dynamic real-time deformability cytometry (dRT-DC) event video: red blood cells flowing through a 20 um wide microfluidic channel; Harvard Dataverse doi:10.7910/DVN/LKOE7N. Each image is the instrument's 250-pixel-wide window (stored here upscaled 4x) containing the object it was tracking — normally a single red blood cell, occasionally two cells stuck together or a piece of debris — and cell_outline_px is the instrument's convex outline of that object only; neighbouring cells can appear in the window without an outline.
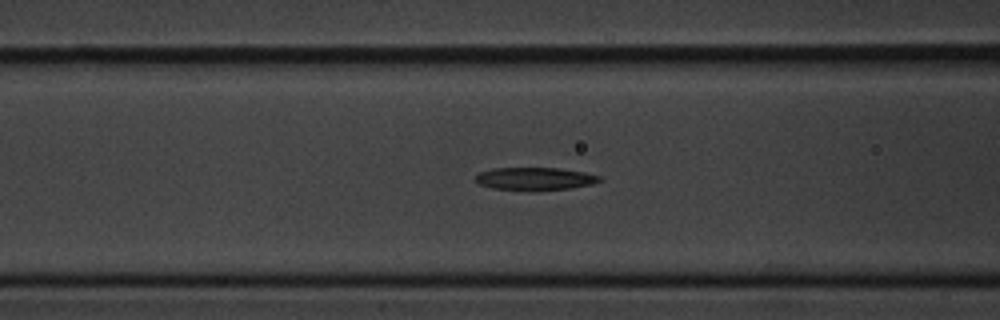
{"species": "common noctule bat (a hibernating species)", "species_latin": "Nyctalus noctula", "temperature_condition": "cold", "stored_images_in_passage": 12, "camera_frame_rate_fps": 3000, "um_per_image_px": 0.085, "animal": {"sex": "male", "body_mass_g": 20.1, "forearm_length_mm": 53.5}, "frame": {"image": 1, "passage_image": 12, "time_ms": 3.667, "image_size_px": [1000, 320], "cell_outline_px": [[604, 180], [592, 184], [572, 188], [536, 192], [532, 192], [492, 188], [480, 184], [476, 180], [476, 176], [480, 172], [492, 168], [560, 168], [584, 172], [600, 176]], "centroid_in_image_um": [45.5, 15.22], "position_along_channel_um": 121.1, "area_um2": 16.88}}